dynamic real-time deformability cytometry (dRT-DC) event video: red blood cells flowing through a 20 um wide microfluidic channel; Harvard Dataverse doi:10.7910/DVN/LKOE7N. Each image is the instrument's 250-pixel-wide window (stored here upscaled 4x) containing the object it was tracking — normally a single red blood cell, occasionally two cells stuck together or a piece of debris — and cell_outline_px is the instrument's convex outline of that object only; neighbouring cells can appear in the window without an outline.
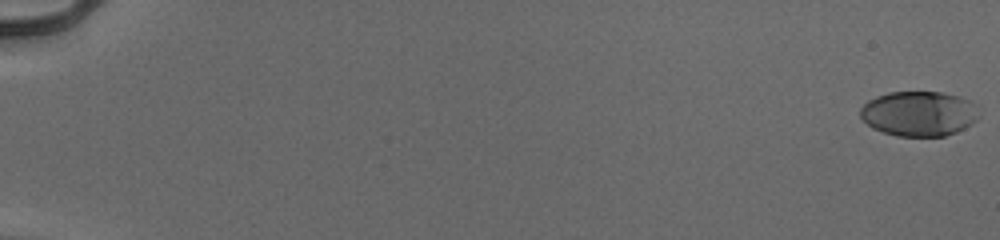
{"species": "human", "species_latin": "Homo sapiens", "temperature_condition": "cold", "stored_images_in_passage": 55, "camera_frame_rate_fps": 3000, "um_per_image_px": 0.085, "donor": {"sex": "male"}, "frame": {"image": 1, "passage_image": 1, "time_ms": 0.0, "image_size_px": [1000, 240], "cell_outline_px": [[980, 116], [972, 124], [956, 132], [944, 136], [896, 136], [872, 128], [860, 116], [860, 108], [868, 100], [876, 96], [888, 92], [944, 92], [960, 96], [968, 100], [972, 104]], "centroid_in_image_um": [78.09, 9.65], "position_along_channel_um": 6.9, "area_um2": 31.1}}
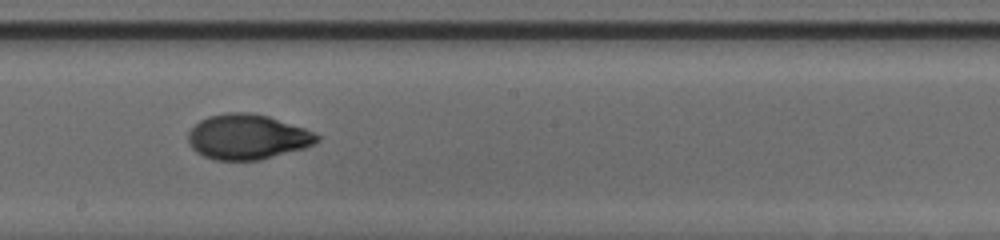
{"frame": {"image": 2, "passage_image": 34, "time_ms": 11.0, "image_size_px": [1000, 240], "cell_outline_px": [[320, 140], [304, 148], [260, 160], [216, 160], [204, 156], [196, 152], [188, 144], [188, 132], [200, 120], [208, 116], [224, 112], [248, 112], [268, 116], [304, 128], [320, 136]], "centroid_in_image_um": [21.0, 11.63], "position_along_channel_um": 227.2, "area_um2": 33.81}}
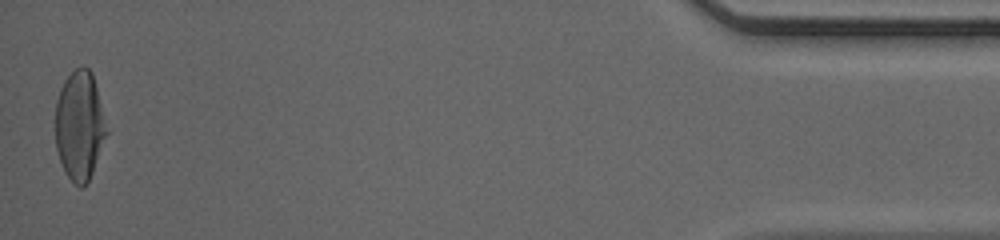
{"frame": {"image": 3, "passage_image": 55, "time_ms": 18.0, "image_size_px": [1000, 240], "cell_outline_px": [[108, 132], [92, 172], [88, 180], [80, 188], [68, 176], [60, 160], [56, 148], [56, 100], [60, 88], [64, 80], [76, 68], [88, 68], [92, 72]], "centroid_in_image_um": [6.76, 10.66], "position_along_channel_um": 428.4, "area_um2": 31.96}, "authors_computed_cell_mechanics": {"area_um2": 32.4836, "velocity_mm_per_s": 3.9683, "shape_relaxation_time_tau1_ms": 4.5082, "shape_relaxation_time_tau2_ms": 1.9083, "deformation_change_tau1": 0.2048, "deformation_change_tau2": 0.0399}}